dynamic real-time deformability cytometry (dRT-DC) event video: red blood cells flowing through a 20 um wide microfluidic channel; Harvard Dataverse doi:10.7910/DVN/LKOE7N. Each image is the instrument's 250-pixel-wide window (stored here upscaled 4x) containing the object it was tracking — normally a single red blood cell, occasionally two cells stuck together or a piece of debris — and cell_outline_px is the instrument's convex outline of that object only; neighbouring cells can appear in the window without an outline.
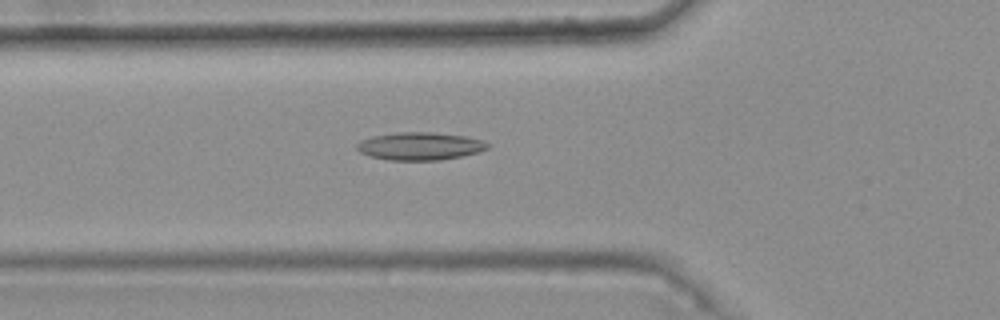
{"species": "common noctule bat (a hibernating species)", "species_latin": "Nyctalus noctula", "temperature_condition": "warm", "stored_images_in_passage": 48, "camera_frame_rate_fps": 3000, "um_per_image_px": 0.085, "animal": {"sex": "female", "body_mass_g": 25.1}, "frame": {"image": 1, "passage_image": 19, "time_ms": 6.0, "image_size_px": [1000, 320], "cell_outline_px": [[488, 148], [480, 152], [440, 160], [388, 160], [368, 156], [360, 152], [356, 148], [356, 144], [360, 140], [372, 136], [396, 132], [432, 132], [464, 136], [480, 140], [488, 144]], "centroid_in_image_um": [35.64, 12.42], "position_along_channel_um": 90.2, "area_um2": 21.15}}
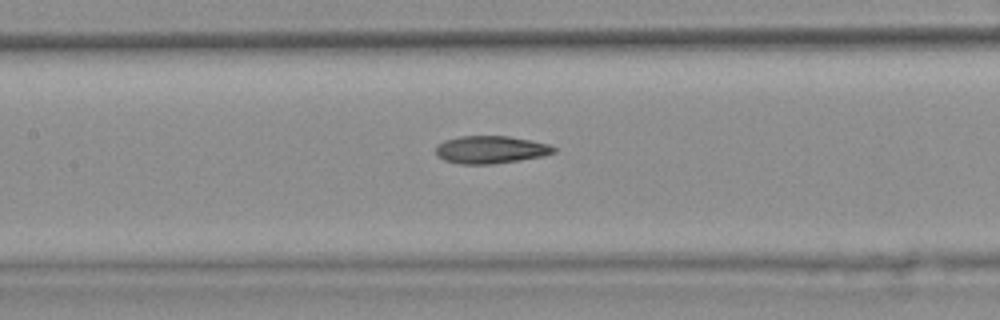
{"frame": {"image": 2, "passage_image": 25, "time_ms": 8.0, "image_size_px": [1000, 320], "cell_outline_px": [[556, 152], [544, 156], [520, 160], [492, 164], [460, 164], [444, 160], [436, 156], [436, 148], [444, 140], [460, 136], [508, 136], [532, 140], [548, 144], [556, 148]], "centroid_in_image_um": [41.72, 12.72], "position_along_channel_um": 165.7, "area_um2": 19.07}}
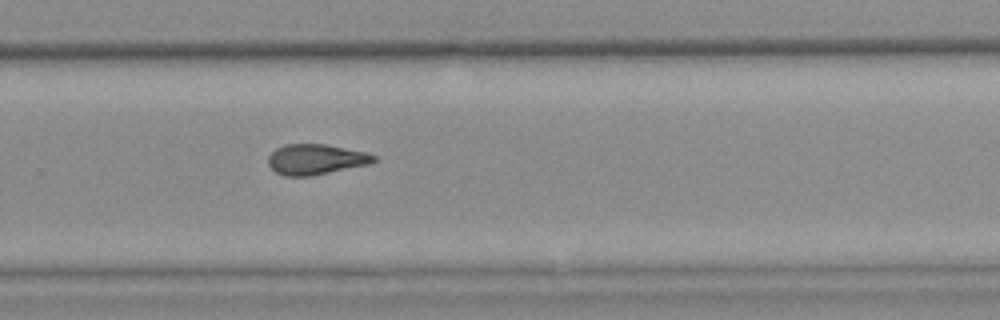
{"frame": {"image": 3, "passage_image": 36, "time_ms": 11.667, "image_size_px": [1000, 320], "cell_outline_px": [[376, 160], [368, 164], [312, 176], [284, 176], [276, 172], [268, 164], [268, 156], [276, 148], [284, 144], [324, 144], [364, 152], [376, 156]], "centroid_in_image_um": [26.8, 13.55], "position_along_channel_um": 303.0, "area_um2": 18.55}, "authors_computed_cell_mechanics": {"area_um2": 19.1029, "velocity_mm_per_s": 3.758, "shape_relaxation_time_tau1_ms": null, "shape_relaxation_time_tau2_ms": 3.019, "deformation_change_tau1": null, "deformation_change_tau2": 0.1085}}